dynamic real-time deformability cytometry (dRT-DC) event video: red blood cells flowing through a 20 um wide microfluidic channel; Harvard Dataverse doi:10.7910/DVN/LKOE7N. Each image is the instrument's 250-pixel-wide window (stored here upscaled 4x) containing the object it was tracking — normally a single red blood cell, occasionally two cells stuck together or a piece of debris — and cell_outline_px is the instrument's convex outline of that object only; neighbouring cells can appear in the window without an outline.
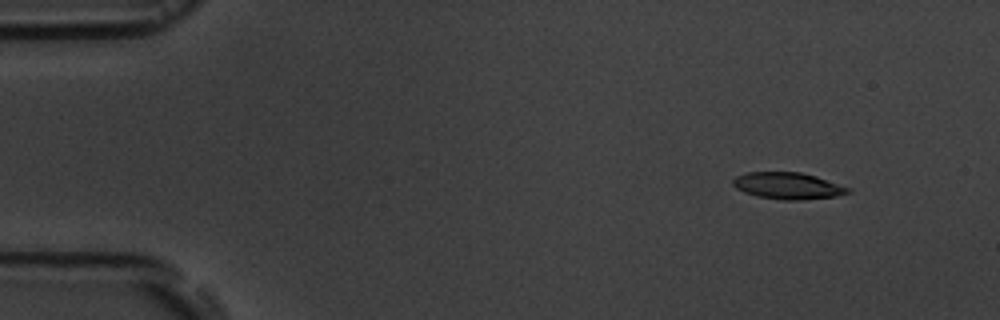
{"species": "common noctule bat (a hibernating species)", "species_latin": "Nyctalus noctula", "temperature_condition": "room temperature", "stored_images_in_passage": 17, "segment_of_instrument_passage": [1, 2], "camera_frame_rate_fps": 3000, "um_per_image_px": 0.085, "animal": {"sex": "male", "body_mass_g": 19.5, "forearm_length_mm": 54.6}, "frame": {"image": 1, "passage_image": 2, "time_ms": 1.333, "image_size_px": [1000, 320], "cell_outline_px": [[852, 192], [836, 196], [800, 200], [784, 200], [756, 196], [744, 192], [736, 188], [732, 184], [732, 180], [736, 176], [748, 172], [800, 172], [816, 176], [852, 188]], "centroid_in_image_um": [66.99, 15.79], "position_along_channel_um": 18.0, "area_um2": 17.98}}
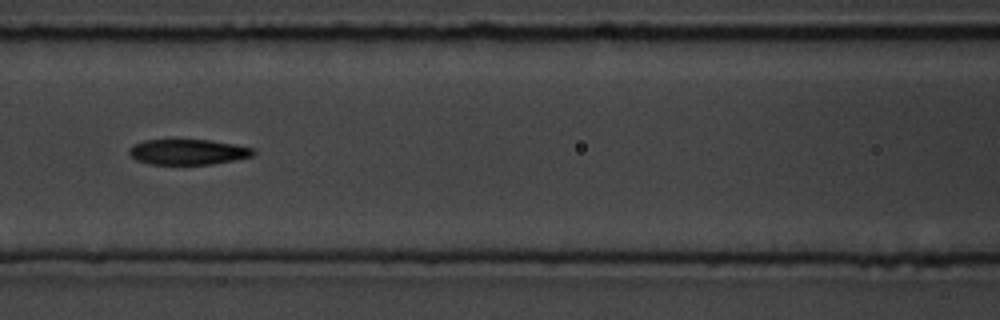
{"frame": {"image": 2, "passage_image": 7, "time_ms": 7.667, "image_size_px": [1000, 320], "cell_outline_px": [[256, 152], [252, 156], [212, 164], [148, 164], [136, 160], [128, 152], [128, 148], [144, 140], [172, 136], [208, 140], [236, 144], [252, 148]], "centroid_in_image_um": [15.91, 12.86], "position_along_channel_um": 150.7, "area_um2": 19.19}}
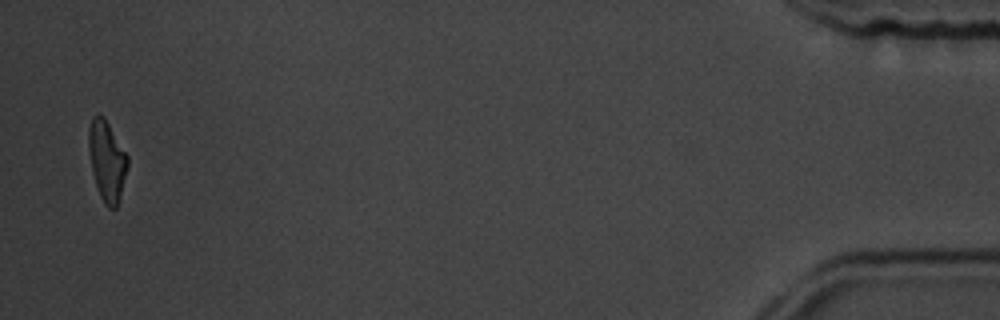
{"frame": {"image": 3, "passage_image": 16, "time_ms": 17.667, "image_size_px": [1000, 320], "cell_outline_px": [[128, 164], [120, 196], [116, 208], [108, 208], [104, 204], [100, 196], [92, 172], [88, 148], [88, 128], [92, 116], [104, 116], [128, 156]], "centroid_in_image_um": [9.07, 13.66], "position_along_channel_um": 426.1, "area_um2": 18.09}}